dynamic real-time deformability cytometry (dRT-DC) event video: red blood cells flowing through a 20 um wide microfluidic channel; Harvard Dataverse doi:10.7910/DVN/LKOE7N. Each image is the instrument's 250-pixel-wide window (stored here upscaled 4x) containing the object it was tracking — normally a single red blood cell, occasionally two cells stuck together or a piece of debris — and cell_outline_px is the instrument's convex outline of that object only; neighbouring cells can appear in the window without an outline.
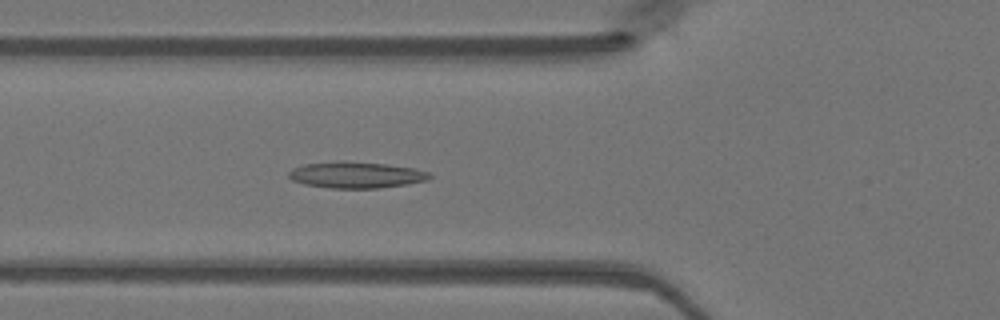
{"species": "Egyptian fruit bat (a non-hibernating species)", "species_latin": "Rousettus aegyptiacus", "temperature_condition": "warm", "stored_images_in_passage": 34, "camera_frame_rate_fps": 3000, "um_per_image_px": 0.085, "animal": {"sex": "female"}, "frame": {"image": 1, "passage_image": 3, "time_ms": 0.667, "image_size_px": [1000, 320], "cell_outline_px": [[432, 176], [428, 180], [408, 184], [380, 188], [332, 188], [304, 184], [292, 180], [288, 176], [288, 172], [292, 168], [304, 164], [336, 160], [344, 160], [388, 164], [412, 168], [428, 172]], "centroid_in_image_um": [30.24, 14.85], "position_along_channel_um": 95.6, "area_um2": 21.85}}
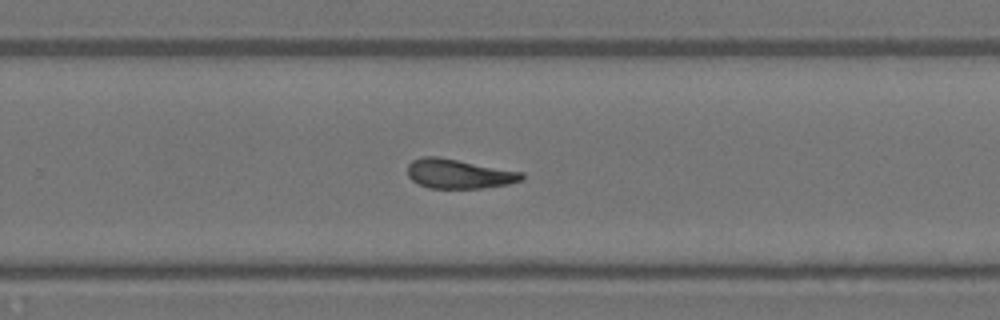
{"frame": {"image": 2, "passage_image": 17, "time_ms": 5.333, "image_size_px": [1000, 320], "cell_outline_px": [[524, 180], [508, 184], [484, 188], [428, 188], [412, 180], [408, 176], [408, 164], [412, 160], [424, 156], [440, 156], [524, 172]], "centroid_in_image_um": [39.03, 14.76], "position_along_channel_um": 290.8, "area_um2": 19.83}}
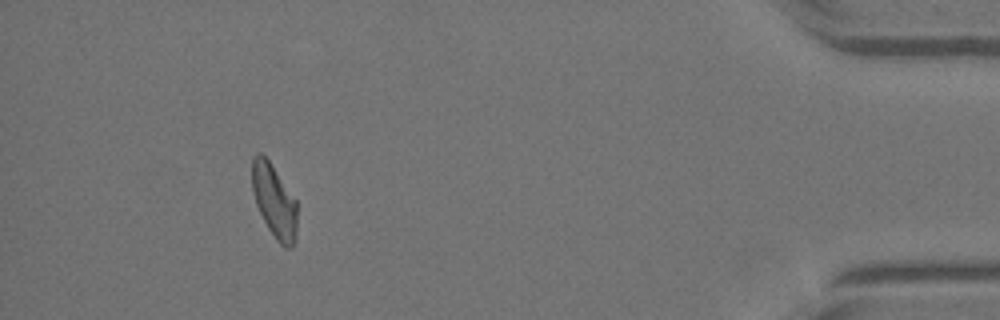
{"frame": {"image": 3, "passage_image": 30, "time_ms": 9.667, "image_size_px": [1000, 320], "cell_outline_px": [[296, 232], [292, 248], [284, 248], [276, 240], [268, 228], [256, 204], [252, 188], [252, 156], [256, 152], [260, 152], [268, 160], [296, 200]], "centroid_in_image_um": [23.29, 17.09], "position_along_channel_um": 411.9, "area_um2": 19.02}}